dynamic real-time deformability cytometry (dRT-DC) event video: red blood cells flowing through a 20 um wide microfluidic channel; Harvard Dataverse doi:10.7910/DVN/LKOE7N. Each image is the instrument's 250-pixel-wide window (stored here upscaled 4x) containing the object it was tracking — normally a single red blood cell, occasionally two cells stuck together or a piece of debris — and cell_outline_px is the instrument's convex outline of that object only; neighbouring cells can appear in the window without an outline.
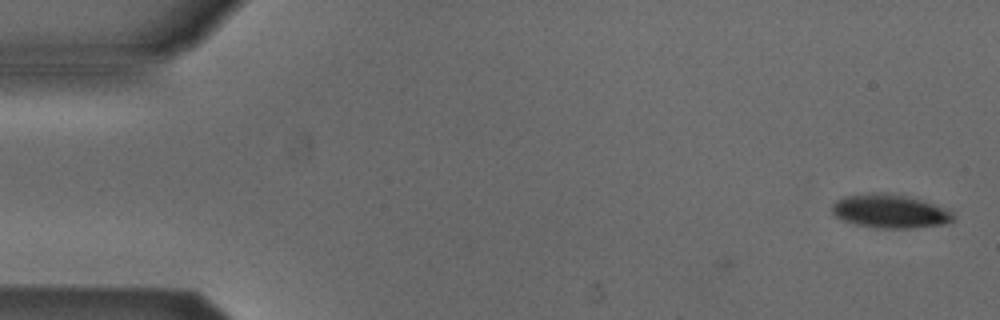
{"species": "Egyptian fruit bat (a non-hibernating species)", "species_latin": "Rousettus aegyptiacus", "temperature_condition": "cold", "stored_images_in_passage": 2, "camera_frame_rate_fps": 3000, "um_per_image_px": 0.085, "animal": {"sex": "male"}, "frame": {"image": 1, "passage_image": 2, "time_ms": 0.333, "image_size_px": [1000, 320], "cell_outline_px": [[956, 220], [944, 224], [912, 228], [876, 228], [856, 224], [840, 220], [832, 212], [832, 204], [836, 200], [844, 196], [872, 192], [884, 192], [908, 196], [952, 208], [956, 216]], "centroid_in_image_um": [75.72, 17.94], "position_along_channel_um": 9.3, "area_um2": 24.45}}